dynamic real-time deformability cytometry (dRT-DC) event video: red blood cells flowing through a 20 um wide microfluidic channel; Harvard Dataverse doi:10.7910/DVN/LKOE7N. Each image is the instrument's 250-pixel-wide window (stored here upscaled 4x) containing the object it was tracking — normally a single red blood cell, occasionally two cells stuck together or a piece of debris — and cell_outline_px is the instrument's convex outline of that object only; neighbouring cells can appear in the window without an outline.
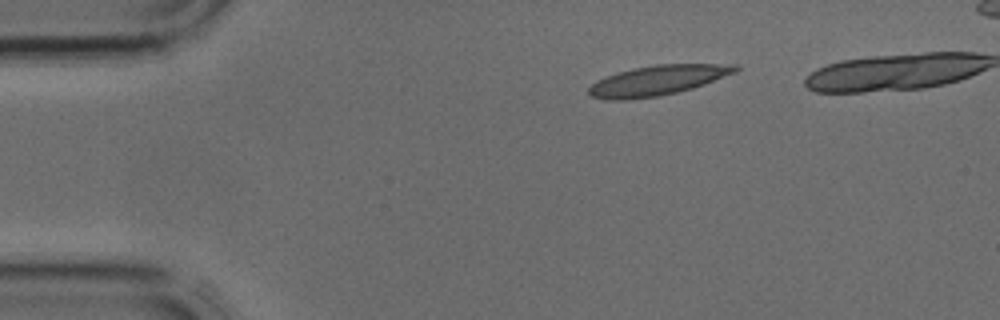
{"species": "common noctule bat (a hibernating species)", "species_latin": "Nyctalus noctula", "temperature_condition": "cold", "stored_images_in_passage": 3, "camera_frame_rate_fps": 3000, "um_per_image_px": 0.085, "animal": {"sex": "male", "body_mass_g": 17.9, "forearm_length_mm": 54.2}, "frame": {"image": 1, "passage_image": 1, "time_ms": 0.0, "image_size_px": [1000, 320], "cell_outline_px": [[740, 68], [736, 72], [704, 84], [692, 88], [660, 96], [624, 100], [604, 100], [592, 96], [588, 92], [588, 88], [596, 80], [604, 76], [632, 68], [656, 64], [740, 64]], "centroid_in_image_um": [55.88, 6.83], "position_along_channel_um": 29.1, "area_um2": 25.72}}